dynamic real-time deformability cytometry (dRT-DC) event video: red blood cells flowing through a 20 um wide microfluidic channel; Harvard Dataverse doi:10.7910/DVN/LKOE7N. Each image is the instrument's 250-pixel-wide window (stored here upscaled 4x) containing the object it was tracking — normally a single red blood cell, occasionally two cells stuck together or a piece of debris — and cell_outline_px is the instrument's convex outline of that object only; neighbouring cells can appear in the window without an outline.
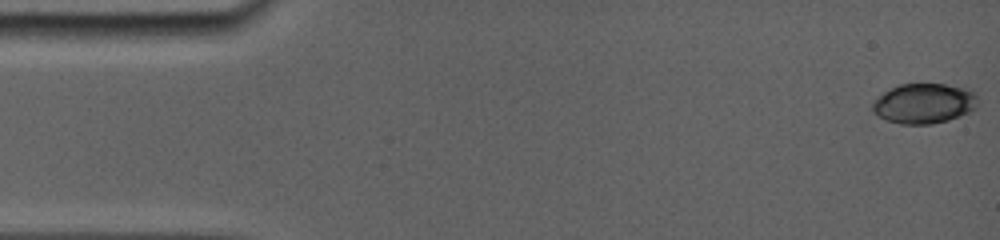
{"species": "common noctule bat (a hibernating species)", "species_latin": "Nyctalus noctula", "temperature_condition": "room temperature", "stored_images_in_passage": 62, "camera_frame_rate_fps": 5000, "um_per_image_px": 0.085, "animal": {"sex": "female", "body_mass_g": 19.0, "forearm_length_mm": 56.7}, "frame": {"image": 1, "passage_image": 1, "time_ms": 0.0, "image_size_px": [1000, 240], "cell_outline_px": [[976, 108], [968, 112], [948, 120], [932, 124], [900, 124], [876, 116], [872, 112], [872, 100], [884, 92], [900, 84], [944, 84], [964, 88], [972, 92], [976, 96]], "centroid_in_image_um": [78.48, 8.8], "position_along_channel_um": 6.5, "area_um2": 24.45}}
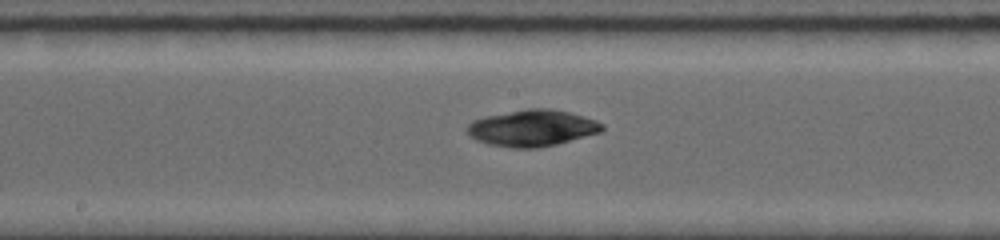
{"frame": {"image": 2, "passage_image": 31, "time_ms": 8.4, "image_size_px": [1000, 240], "cell_outline_px": [[604, 128], [600, 132], [556, 144], [536, 148], [508, 148], [488, 144], [476, 140], [468, 136], [468, 124], [472, 120], [484, 116], [528, 108], [548, 108], [568, 112], [584, 116], [596, 120], [604, 124]], "centroid_in_image_um": [45.21, 10.88], "position_along_channel_um": 203.0, "area_um2": 28.73}}
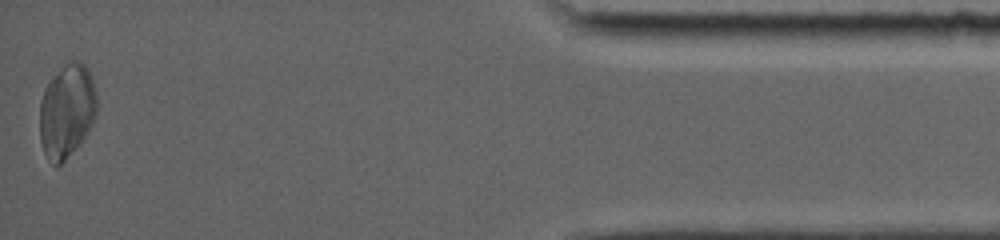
{"frame": {"image": 3, "passage_image": 61, "time_ms": 16.0, "image_size_px": [1000, 240], "cell_outline_px": [[96, 112], [92, 124], [88, 132], [64, 160], [56, 168], [48, 160], [44, 152], [40, 140], [40, 100], [44, 88], [52, 76], [68, 60], [80, 60], [88, 68], [96, 92]], "centroid_in_image_um": [5.66, 9.39], "position_along_channel_um": 429.5, "area_um2": 31.27}, "authors_computed_cell_mechanics": {"area_um2": 28.1775, "velocity_mm_per_s": 3.8445, "shape_relaxation_time_tau1_ms": 3.8531, "shape_relaxation_time_tau2_ms": null, "deformation_change_tau1": 0.0647, "deformation_change_tau2": null}}